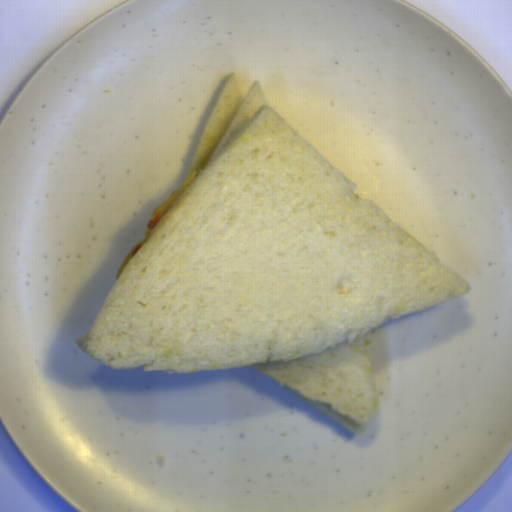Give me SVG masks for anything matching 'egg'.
Returning <instances> with one entry per match:
<instances>
[{
  "mask_svg": "<svg viewBox=\"0 0 512 512\" xmlns=\"http://www.w3.org/2000/svg\"><path fill=\"white\" fill-rule=\"evenodd\" d=\"M201 172L202 169H196L191 174H189L186 180L183 182V184L176 190H173L169 197L163 202H161L157 206V208L152 212L147 222L146 230L142 240L135 243L131 250L128 252V254L125 256V258L123 259L117 272V280L121 279L127 265L142 249V247L144 246V244L146 243V241L148 240L149 236L151 235L155 227L158 225V223L162 220V218L169 211V209L174 205V203L180 198V196L186 191V189L193 183V181L199 176Z\"/></svg>",
  "mask_w": 512,
  "mask_h": 512,
  "instance_id": "1",
  "label": "egg"
}]
</instances>
